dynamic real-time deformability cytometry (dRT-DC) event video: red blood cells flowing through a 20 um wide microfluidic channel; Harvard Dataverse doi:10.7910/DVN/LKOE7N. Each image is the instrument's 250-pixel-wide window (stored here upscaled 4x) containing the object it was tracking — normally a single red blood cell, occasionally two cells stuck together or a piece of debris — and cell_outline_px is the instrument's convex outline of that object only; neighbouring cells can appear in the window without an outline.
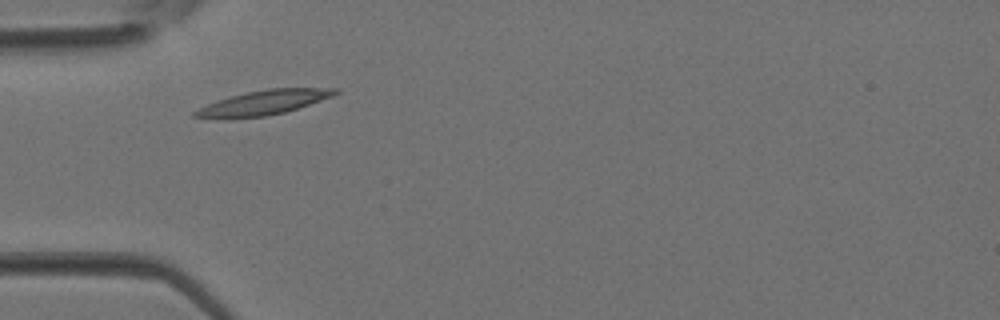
{"species": "Egyptian fruit bat (a non-hibernating species)", "species_latin": "Rousettus aegyptiacus", "temperature_condition": "room temperature", "stored_images_in_passage": 2, "camera_frame_rate_fps": 3000, "um_per_image_px": 0.085, "animal": {"sex": "female"}, "frame": {"image": 1, "passage_image": 2, "time_ms": 0.333, "image_size_px": [1000, 320], "cell_outline_px": [[340, 92], [332, 96], [284, 112], [264, 116], [232, 120], [224, 120], [192, 116], [192, 112], [208, 104], [232, 96], [248, 92], [268, 88], [340, 88]], "centroid_in_image_um": [22.36, 8.74], "position_along_channel_um": 62.6, "area_um2": 20.0}}